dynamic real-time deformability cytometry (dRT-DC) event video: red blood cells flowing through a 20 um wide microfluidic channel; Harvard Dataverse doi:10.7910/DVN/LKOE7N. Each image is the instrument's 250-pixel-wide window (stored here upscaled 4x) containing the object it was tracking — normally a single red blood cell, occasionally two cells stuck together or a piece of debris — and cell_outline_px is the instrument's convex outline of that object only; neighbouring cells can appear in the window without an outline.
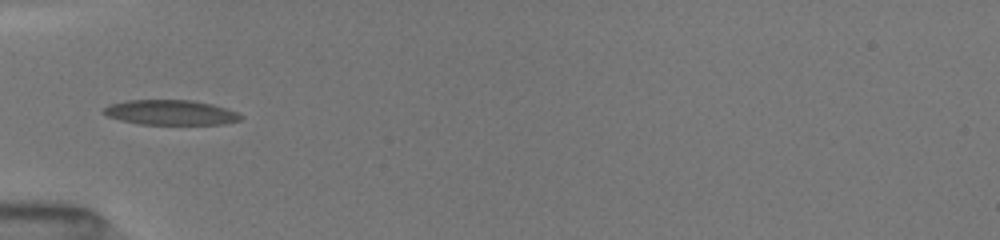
{"species": "common noctule bat (a hibernating species)", "species_latin": "Nyctalus noctula", "temperature_condition": "room temperature", "stored_images_in_passage": 10, "camera_frame_rate_fps": 3000, "um_per_image_px": 0.085, "animal": {"sex": "female", "body_mass_g": 19.5, "forearm_length_mm": 54.1}, "frame": {"image": 1, "passage_image": 9, "time_ms": 5.0, "image_size_px": [1000, 240], "cell_outline_px": [[244, 116], [240, 120], [224, 124], [140, 124], [120, 120], [108, 116], [100, 112], [108, 104], [128, 100], [192, 100], [212, 104], [228, 108]], "centroid_in_image_um": [14.5, 9.55], "position_along_channel_um": 70.5, "area_um2": 20.06}}